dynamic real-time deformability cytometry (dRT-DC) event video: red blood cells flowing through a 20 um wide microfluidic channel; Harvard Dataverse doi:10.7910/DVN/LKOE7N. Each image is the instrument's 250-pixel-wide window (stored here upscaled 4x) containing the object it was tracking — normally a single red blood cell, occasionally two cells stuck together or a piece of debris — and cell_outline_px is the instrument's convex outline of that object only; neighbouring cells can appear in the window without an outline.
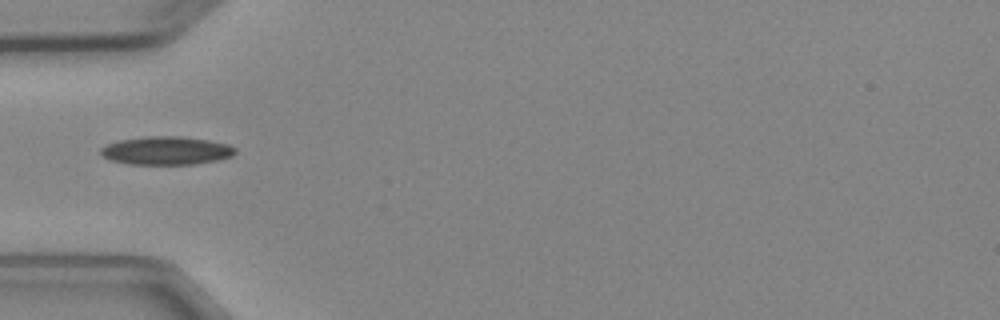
{"species": "Egyptian fruit bat (a non-hibernating species)", "species_latin": "Rousettus aegyptiacus", "temperature_condition": "cold", "stored_images_in_passage": 5, "camera_frame_rate_fps": 3000, "um_per_image_px": 0.085, "animal": {"sex": "female"}, "frame": {"image": 1, "passage_image": 5, "time_ms": 4.667, "image_size_px": [1000, 320], "cell_outline_px": [[236, 152], [232, 156], [216, 160], [196, 164], [128, 164], [112, 160], [104, 156], [100, 152], [100, 148], [108, 144], [120, 140], [148, 136], [180, 136], [208, 140], [228, 144], [236, 148]], "centroid_in_image_um": [14.16, 12.8], "position_along_channel_um": 70.8, "area_um2": 22.02}}